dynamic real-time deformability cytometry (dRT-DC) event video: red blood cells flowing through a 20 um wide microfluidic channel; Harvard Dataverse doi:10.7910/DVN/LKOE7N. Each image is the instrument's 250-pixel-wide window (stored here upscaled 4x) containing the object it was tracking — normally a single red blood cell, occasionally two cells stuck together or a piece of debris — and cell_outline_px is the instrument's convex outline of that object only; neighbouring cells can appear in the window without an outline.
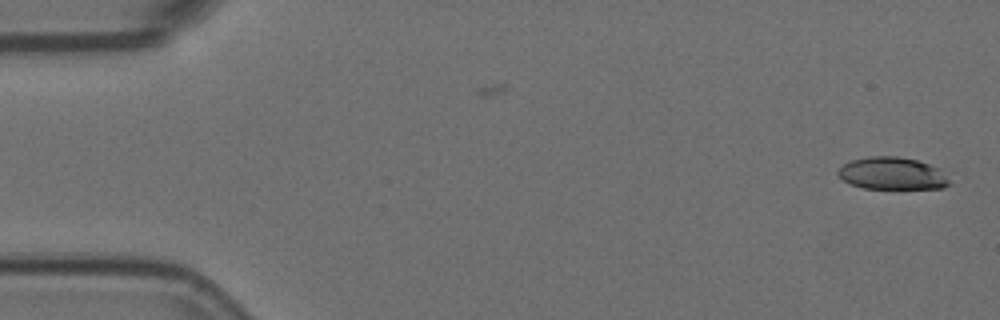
{"species": "Egyptian fruit bat (a non-hibernating species)", "species_latin": "Rousettus aegyptiacus", "temperature_condition": "room temperature", "stored_images_in_passage": 3, "camera_frame_rate_fps": 3000, "um_per_image_px": 0.085, "animal": {"sex": "female"}, "frame": {"image": 1, "passage_image": 3, "time_ms": 0.667, "image_size_px": [1000, 320], "cell_outline_px": [[952, 184], [944, 188], [864, 188], [852, 184], [844, 180], [836, 172], [844, 164], [852, 160], [868, 156], [896, 156], [916, 160], [940, 168]], "centroid_in_image_um": [75.87, 14.74], "position_along_channel_um": 9.1, "area_um2": 20.81}}